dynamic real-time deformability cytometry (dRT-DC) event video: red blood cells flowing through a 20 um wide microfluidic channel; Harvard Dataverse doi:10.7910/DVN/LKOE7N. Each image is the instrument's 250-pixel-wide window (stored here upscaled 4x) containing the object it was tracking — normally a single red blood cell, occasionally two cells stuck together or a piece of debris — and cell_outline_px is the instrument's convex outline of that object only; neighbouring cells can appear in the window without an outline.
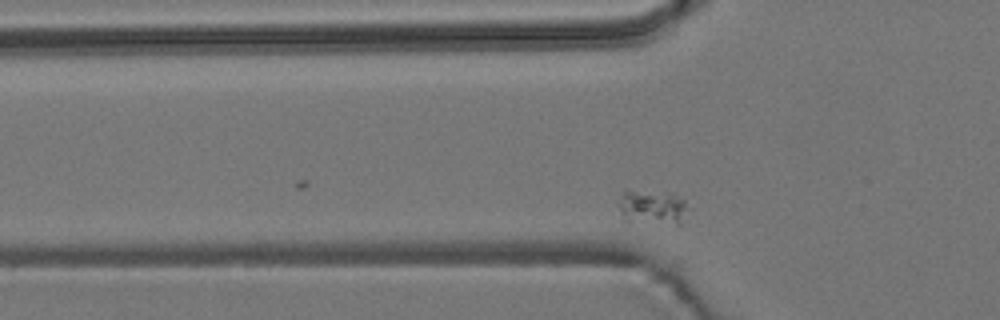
{"species": "common noctule bat (a hibernating species)", "species_latin": "Nyctalus noctula", "temperature_condition": "room temperature", "stored_images_in_passage": 11, "camera_frame_rate_fps": 3000, "um_per_image_px": 0.085, "animal": {"sex": "male", "body_mass_g": 19.2, "forearm_length_mm": 51.8}, "frame": {"image": 1, "passage_image": 3, "time_ms": 0.667, "image_size_px": [1000, 320], "cell_outline_px": [[684, 208], [680, 224], [676, 224], [628, 220], [616, 204], [624, 192], [676, 192], [684, 200]], "centroid_in_image_um": [55.45, 17.58], "position_along_channel_um": 70.4, "area_um2": 13.18}}
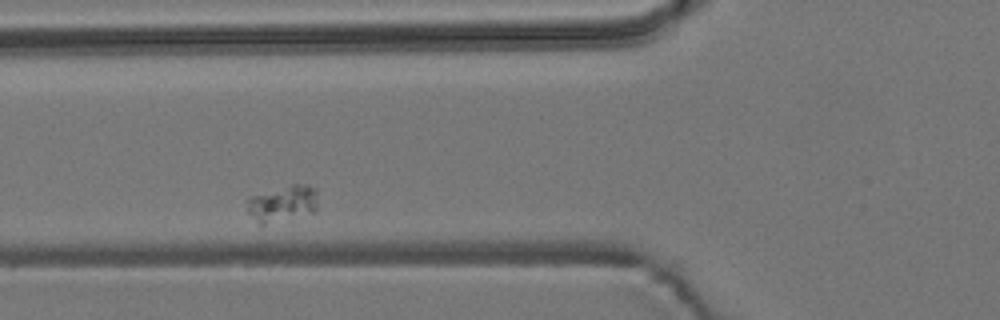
{"frame": {"image": 2, "passage_image": 6, "time_ms": 1.667, "image_size_px": [1000, 320], "cell_outline_px": [[316, 212], [264, 224], [260, 224], [248, 212], [248, 200], [252, 196], [292, 184], [308, 184], [316, 188]], "centroid_in_image_um": [24.06, 17.29], "position_along_channel_um": 101.7, "area_um2": 14.62}}
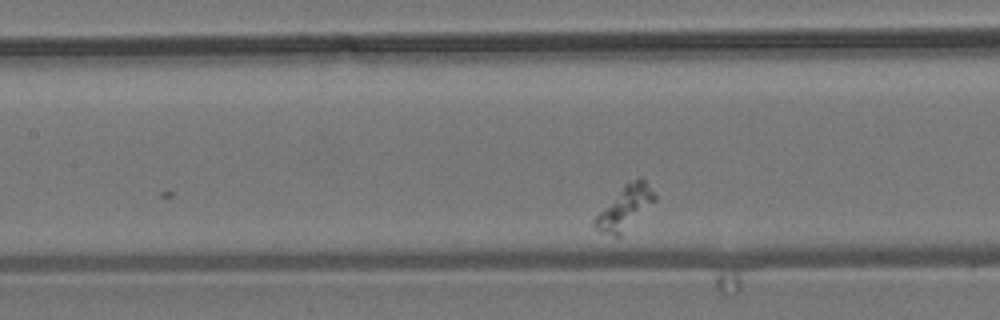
{"frame": {"image": 3, "passage_image": 11, "time_ms": 3.333, "image_size_px": [1000, 320], "cell_outline_px": [[656, 200], [620, 236], [616, 236], [600, 232], [592, 228], [592, 220], [624, 184], [640, 176], [648, 184], [656, 196]], "centroid_in_image_um": [53.09, 17.66], "position_along_channel_um": 154.3, "area_um2": 14.97}}